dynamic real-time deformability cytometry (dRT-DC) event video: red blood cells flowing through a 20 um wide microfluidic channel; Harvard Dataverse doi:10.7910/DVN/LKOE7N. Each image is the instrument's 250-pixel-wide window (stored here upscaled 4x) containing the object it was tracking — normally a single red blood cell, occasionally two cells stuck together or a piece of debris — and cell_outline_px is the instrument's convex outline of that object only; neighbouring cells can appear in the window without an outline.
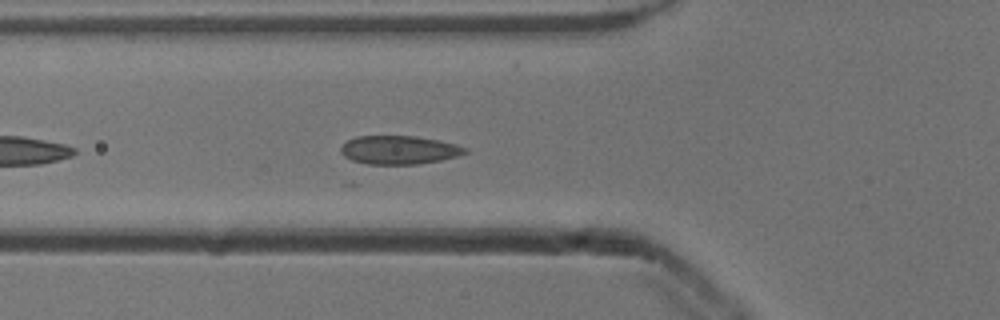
{"species": "common noctule bat (a hibernating species)", "species_latin": "Nyctalus noctula", "temperature_condition": "cold", "stored_images_in_passage": 20, "camera_frame_rate_fps": 3000, "um_per_image_px": 0.085, "animal": {"sex": "male", "body_mass_g": 13.3}, "frame": {"image": 1, "passage_image": 6, "time_ms": 1.667, "image_size_px": [1000, 320], "cell_outline_px": [[468, 152], [456, 156], [440, 160], [416, 164], [368, 164], [352, 160], [344, 156], [340, 152], [340, 148], [348, 140], [356, 136], [416, 136], [456, 144], [468, 148]], "centroid_in_image_um": [33.91, 12.74], "position_along_channel_um": 91.9, "area_um2": 20.52}}
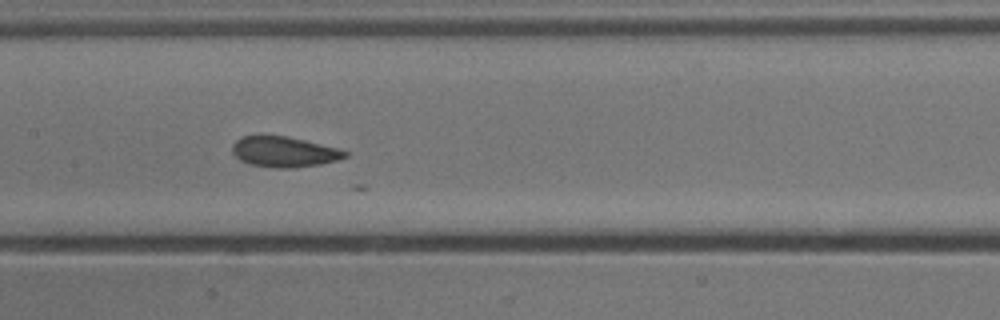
{"frame": {"image": 2, "passage_image": 13, "time_ms": 4.0, "image_size_px": [1000, 320], "cell_outline_px": [[348, 156], [336, 160], [320, 164], [292, 168], [276, 168], [248, 164], [240, 160], [232, 152], [232, 144], [236, 140], [244, 136], [288, 136], [336, 148], [348, 152]], "centroid_in_image_um": [24.12, 12.91], "position_along_channel_um": 183.3, "area_um2": 19.83}}
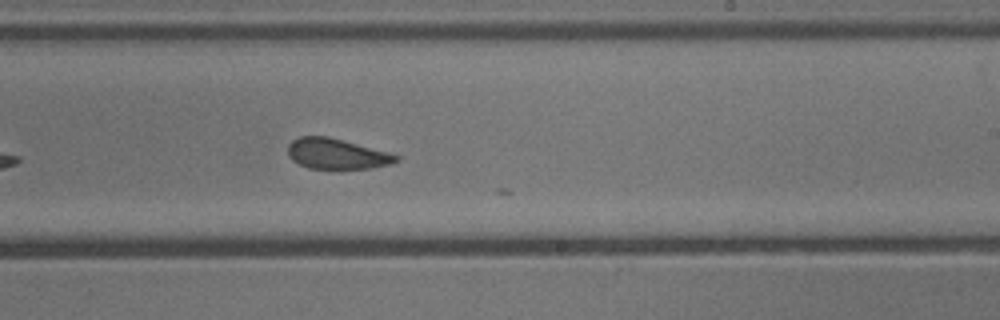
{"frame": {"image": 3, "passage_image": 19, "time_ms": 6.0, "image_size_px": [1000, 320], "cell_outline_px": [[400, 160], [392, 164], [372, 168], [308, 168], [292, 160], [288, 156], [288, 144], [292, 140], [300, 136], [328, 136], [400, 156]], "centroid_in_image_um": [28.6, 13.07], "position_along_channel_um": 260.4, "area_um2": 19.02}}